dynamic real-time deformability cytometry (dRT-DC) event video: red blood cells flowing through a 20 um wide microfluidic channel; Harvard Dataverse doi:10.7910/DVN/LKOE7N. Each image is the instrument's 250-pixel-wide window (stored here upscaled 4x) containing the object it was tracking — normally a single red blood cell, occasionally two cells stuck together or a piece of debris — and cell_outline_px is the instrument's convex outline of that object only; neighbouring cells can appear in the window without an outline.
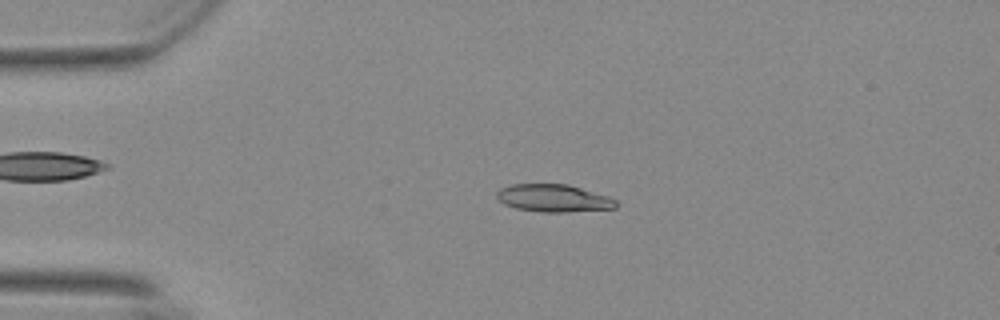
{"species": "Egyptian fruit bat (a non-hibernating species)", "species_latin": "Rousettus aegyptiacus", "temperature_condition": "warm", "stored_images_in_passage": 36, "camera_frame_rate_fps": 3000, "um_per_image_px": 0.085, "animal": {"sex": "female"}, "frame": {"image": 1, "passage_image": 8, "time_ms": 2.333, "image_size_px": [1000, 320], "cell_outline_px": [[620, 204], [616, 208], [568, 212], [544, 212], [516, 208], [504, 204], [496, 196], [496, 192], [500, 188], [512, 184], [568, 184], [608, 196], [616, 200]], "centroid_in_image_um": [47.08, 16.84], "position_along_channel_um": 37.9, "area_um2": 19.19}}
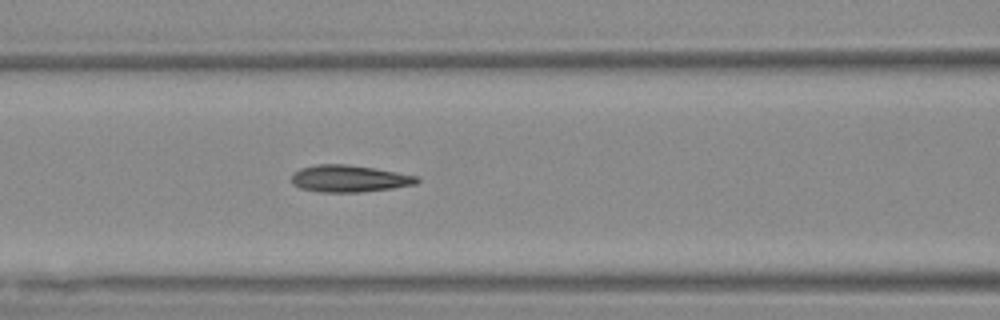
{"frame": {"image": 2, "passage_image": 19, "time_ms": 6.0, "image_size_px": [1000, 320], "cell_outline_px": [[420, 180], [416, 184], [392, 188], [360, 192], [320, 192], [300, 188], [292, 184], [292, 176], [300, 168], [316, 164], [344, 164], [372, 168], [420, 176]], "centroid_in_image_um": [29.69, 15.18], "position_along_channel_um": 136.9, "area_um2": 19.59}}
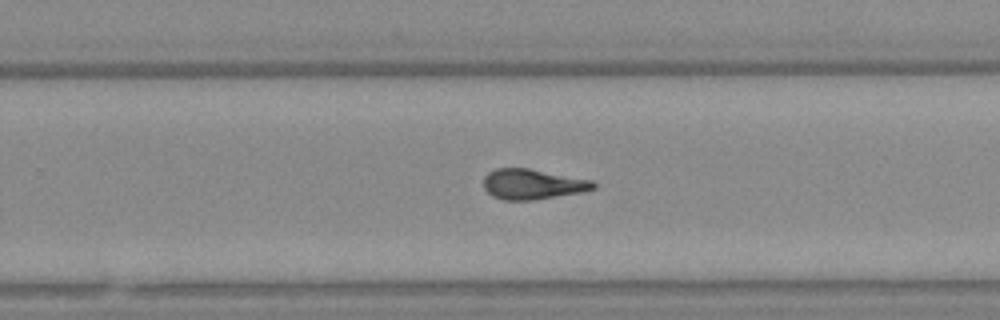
{"frame": {"image": 3, "passage_image": 31, "time_ms": 10.0, "image_size_px": [1000, 320], "cell_outline_px": [[596, 188], [584, 192], [532, 200], [504, 200], [492, 196], [484, 188], [484, 176], [488, 172], [496, 168], [528, 168], [592, 180], [596, 184]], "centroid_in_image_um": [45.27, 15.65], "position_along_channel_um": 284.5, "area_um2": 19.42}}